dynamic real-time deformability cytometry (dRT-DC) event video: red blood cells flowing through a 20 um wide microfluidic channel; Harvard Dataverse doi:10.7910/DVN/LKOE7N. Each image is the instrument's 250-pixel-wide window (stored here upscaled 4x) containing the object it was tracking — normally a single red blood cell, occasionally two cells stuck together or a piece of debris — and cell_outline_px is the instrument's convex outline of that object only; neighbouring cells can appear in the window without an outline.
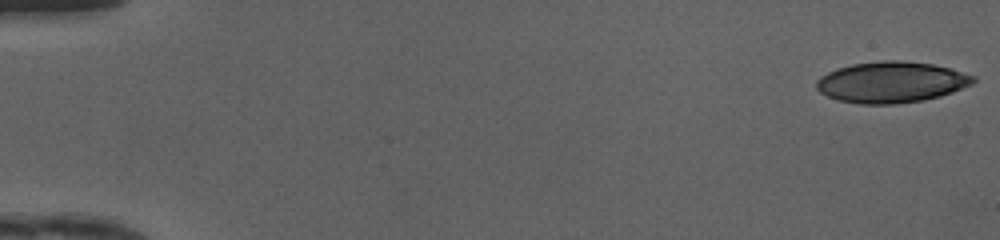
{"species": "human", "species_latin": "Homo sapiens", "temperature_condition": "cold", "stored_images_in_passage": 49, "camera_frame_rate_fps": 3000, "um_per_image_px": 0.085, "donor": {"sex": "female"}, "frame": {"image": 1, "passage_image": 1, "time_ms": 0.0, "image_size_px": [1000, 240], "cell_outline_px": [[976, 80], [972, 84], [952, 92], [940, 96], [924, 100], [892, 104], [860, 104], [836, 100], [820, 92], [816, 88], [816, 80], [820, 76], [836, 68], [852, 64], [884, 60], [900, 60], [932, 64], [952, 68], [976, 76]], "centroid_in_image_um": [75.76, 6.98], "position_along_channel_um": 9.2, "area_um2": 37.74}}
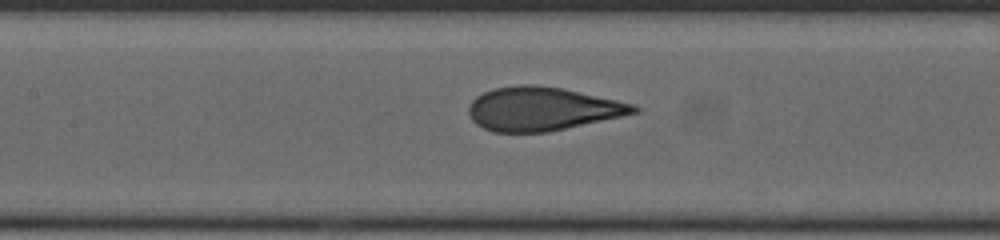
{"frame": {"image": 2, "passage_image": 24, "time_ms": 7.667, "image_size_px": [1000, 240], "cell_outline_px": [[640, 112], [548, 132], [492, 132], [476, 124], [472, 120], [468, 112], [468, 108], [472, 100], [476, 96], [492, 88], [520, 84], [532, 84], [560, 88], [616, 100], [632, 104], [640, 108]], "centroid_in_image_um": [46.04, 9.25], "position_along_channel_um": 161.4, "area_um2": 41.67}}
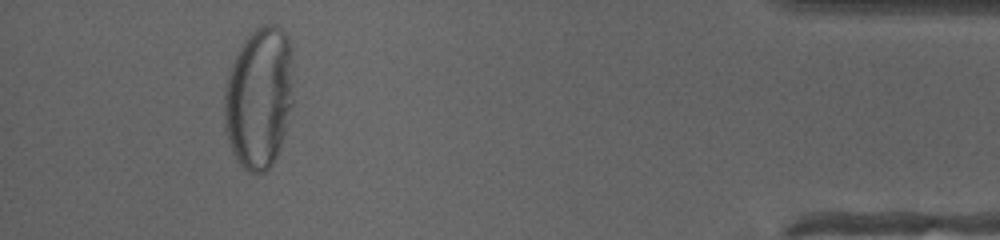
{"frame": {"image": 3, "passage_image": 46, "time_ms": 15.0, "image_size_px": [1000, 240], "cell_outline_px": [[292, 104], [284, 132], [276, 156], [272, 164], [264, 172], [248, 172], [236, 160], [232, 152], [224, 128], [224, 88], [232, 60], [236, 52], [244, 40], [260, 24], [276, 24], [288, 36], [292, 100]], "centroid_in_image_um": [21.97, 8.3], "position_along_channel_um": 413.2, "area_um2": 56.76}, "authors_computed_cell_mechanics": {"area_um2": 42.4252, "velocity_mm_per_s": 4.1655, "shape_relaxation_time_tau1_ms": 3.7394, "shape_relaxation_time_tau2_ms": 0.6363, "deformation_change_tau1": 0.1899, "deformation_change_tau2": 0.0842}}